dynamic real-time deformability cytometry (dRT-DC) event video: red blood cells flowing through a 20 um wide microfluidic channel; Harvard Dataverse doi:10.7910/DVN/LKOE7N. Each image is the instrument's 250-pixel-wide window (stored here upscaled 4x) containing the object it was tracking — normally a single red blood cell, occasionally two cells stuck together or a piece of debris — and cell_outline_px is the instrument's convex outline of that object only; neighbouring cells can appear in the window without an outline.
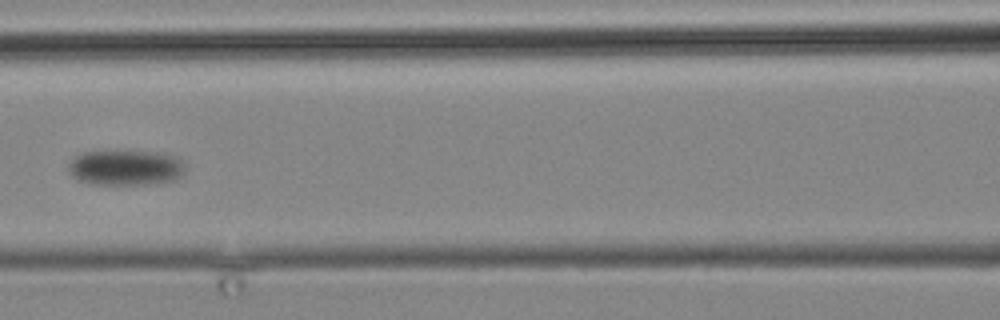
{"species": "common noctule bat (a hibernating species)", "species_latin": "Nyctalus noctula", "temperature_condition": "cold", "stored_images_in_passage": 16, "camera_frame_rate_fps": 3000, "um_per_image_px": 0.085, "animal": {"sex": "male", "body_mass_g": 19.2, "forearm_length_mm": 51.8}, "frame": {"image": 1, "passage_image": 14, "time_ms": 17.0, "image_size_px": [1000, 320], "cell_outline_px": [[184, 172], [180, 176], [168, 180], [144, 184], [92, 184], [80, 180], [72, 176], [68, 172], [68, 160], [80, 152], [160, 152], [176, 156], [184, 164]], "centroid_in_image_um": [10.61, 14.24], "position_along_channel_um": 156.0, "area_um2": 23.81}}
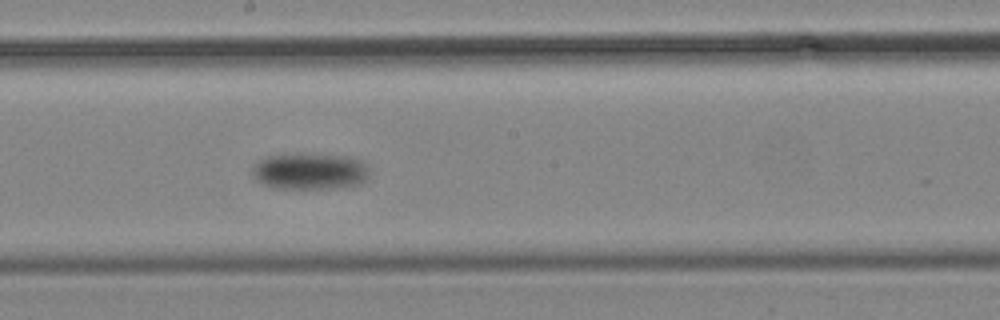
{"frame": {"image": 2, "passage_image": 16, "time_ms": 19.667, "image_size_px": [1000, 320], "cell_outline_px": [[368, 176], [360, 184], [332, 188], [268, 188], [256, 180], [252, 176], [252, 164], [268, 156], [292, 152], [296, 152], [352, 156], [360, 160], [368, 168]], "centroid_in_image_um": [26.28, 14.53], "position_along_channel_um": 221.9, "area_um2": 25.55}}